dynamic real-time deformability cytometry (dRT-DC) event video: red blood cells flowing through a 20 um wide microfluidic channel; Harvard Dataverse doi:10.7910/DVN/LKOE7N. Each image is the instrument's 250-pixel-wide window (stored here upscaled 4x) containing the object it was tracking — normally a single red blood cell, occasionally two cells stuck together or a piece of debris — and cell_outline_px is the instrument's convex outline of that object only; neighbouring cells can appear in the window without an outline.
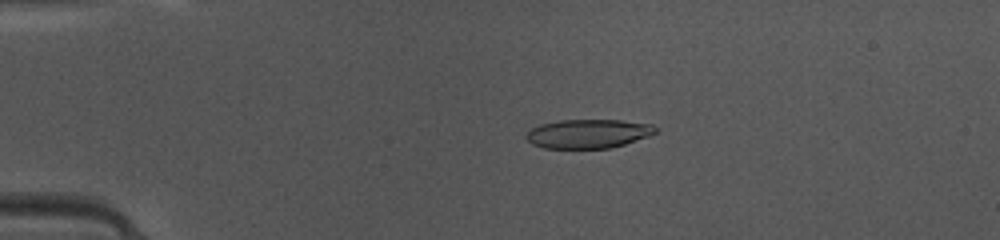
{"species": "common noctule bat (a hibernating species)", "species_latin": "Nyctalus noctula", "temperature_condition": "warm", "stored_images_in_passage": 36, "camera_frame_rate_fps": 3000, "um_per_image_px": 0.085, "animal": {"sex": "female", "body_mass_g": 10.0, "forearm_length_mm": 53.1}, "frame": {"image": 1, "passage_image": 4, "time_ms": 1.0, "image_size_px": [1000, 240], "cell_outline_px": [[656, 132], [648, 136], [612, 148], [544, 148], [532, 144], [524, 136], [532, 128], [540, 124], [560, 120], [620, 120], [652, 124], [656, 128]], "centroid_in_image_um": [49.98, 11.36], "position_along_channel_um": 35.0, "area_um2": 21.73}}
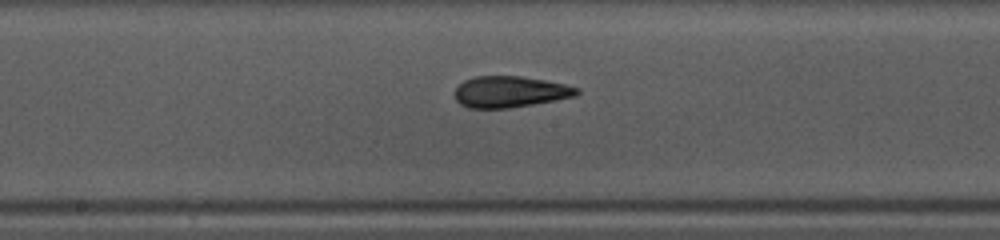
{"frame": {"image": 2, "passage_image": 19, "time_ms": 6.0, "image_size_px": [1000, 240], "cell_outline_px": [[580, 92], [576, 96], [556, 100], [508, 108], [468, 108], [460, 104], [456, 100], [456, 88], [464, 80], [472, 76], [520, 76], [544, 80], [564, 84], [580, 88]], "centroid_in_image_um": [43.35, 7.8], "position_along_channel_um": 204.8, "area_um2": 22.2}}
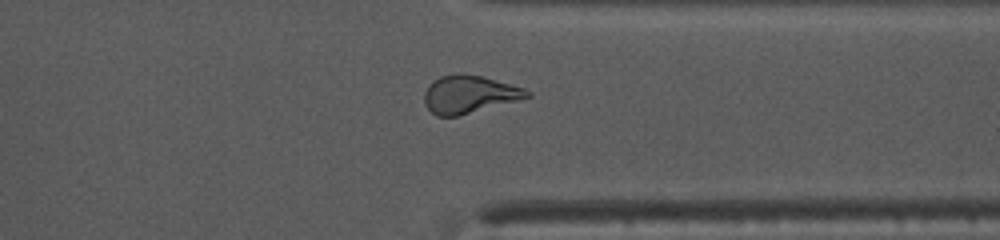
{"frame": {"image": 3, "passage_image": 31, "time_ms": 10.0, "image_size_px": [1000, 240], "cell_outline_px": [[532, 96], [456, 116], [436, 116], [424, 104], [424, 92], [428, 84], [432, 80], [440, 76], [456, 72], [464, 72], [484, 76], [524, 88], [532, 92]], "centroid_in_image_um": [39.85, 7.97], "position_along_channel_um": 371.6, "area_um2": 22.77}, "authors_computed_cell_mechanics": {"area_um2": 22.2241, "velocity_mm_per_s": 4.1841, "shape_relaxation_time_tau1_ms": 10.3736, "shape_relaxation_time_tau2_ms": 1.7815, "deformation_change_tau1": 0.2824, "deformation_change_tau2": 0.1061}}